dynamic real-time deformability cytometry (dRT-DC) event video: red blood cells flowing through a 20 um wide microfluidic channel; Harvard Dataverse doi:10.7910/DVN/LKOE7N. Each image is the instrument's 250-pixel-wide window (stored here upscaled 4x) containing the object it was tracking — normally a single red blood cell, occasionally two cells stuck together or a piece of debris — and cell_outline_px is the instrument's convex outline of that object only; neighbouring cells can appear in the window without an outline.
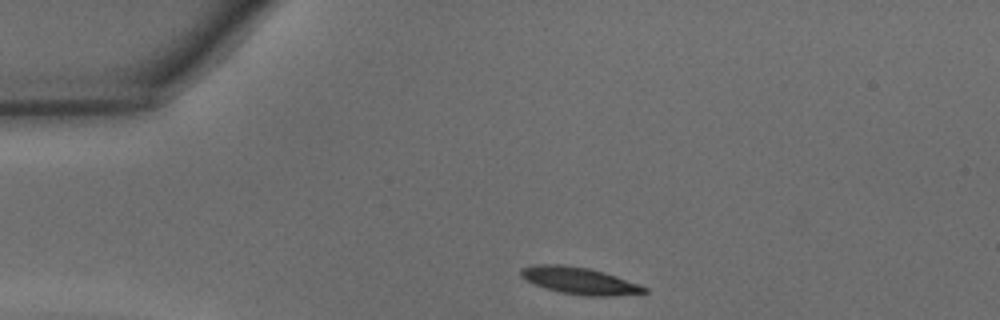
{"species": "common noctule bat (a hibernating species)", "species_latin": "Nyctalus noctula", "temperature_condition": "warm", "stored_images_in_passage": 28, "camera_frame_rate_fps": 3000, "um_per_image_px": 0.085, "animal": {"sex": "male", "body_mass_g": 15.6}, "frame": {"image": 1, "passage_image": 1, "time_ms": 0.0, "image_size_px": [1000, 320], "cell_outline_px": [[648, 292], [608, 296], [588, 296], [560, 292], [544, 288], [524, 280], [520, 276], [520, 268], [532, 264], [564, 264], [588, 268], [604, 272], [640, 284], [648, 288]], "centroid_in_image_um": [49.2, 23.84], "position_along_channel_um": 35.8, "area_um2": 19.54}}
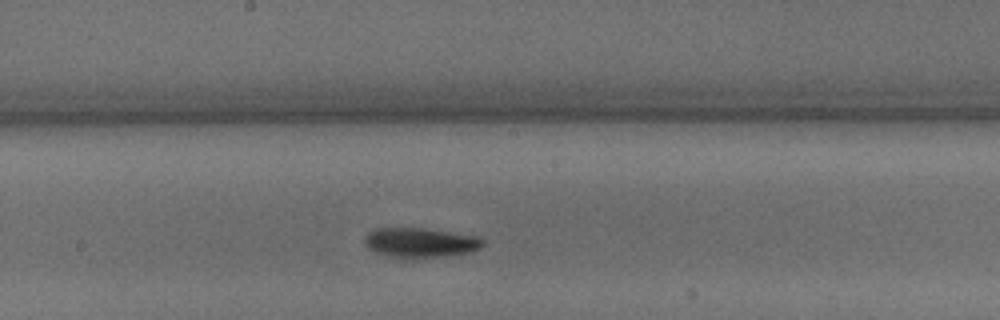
{"frame": {"image": 2, "passage_image": 16, "time_ms": 5.0, "image_size_px": [1000, 320], "cell_outline_px": [[484, 244], [480, 248], [472, 252], [444, 256], [384, 256], [368, 248], [364, 244], [364, 236], [372, 228], [428, 228], [476, 236], [484, 240]], "centroid_in_image_um": [35.71, 20.59], "position_along_channel_um": 212.5, "area_um2": 20.29}}
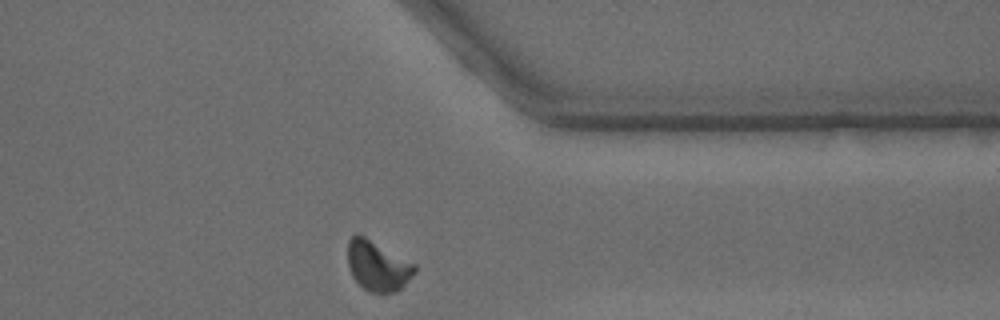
{"frame": {"image": 3, "passage_image": 28, "time_ms": 9.0, "image_size_px": [1000, 320], "cell_outline_px": [[416, 272], [396, 292], [368, 292], [352, 276], [348, 264], [348, 240], [356, 232], [364, 236], [416, 264]], "centroid_in_image_um": [32.09, 22.58], "position_along_channel_um": 379.3, "area_um2": 19.36}, "authors_computed_cell_mechanics": {"area_um2": 19.5075, "velocity_mm_per_s": 4.3242, "shape_relaxation_time_tau1_ms": 3.2872, "shape_relaxation_time_tau2_ms": 4.7877, "deformation_change_tau1": 0.1227, "deformation_change_tau2": 0.1092}}